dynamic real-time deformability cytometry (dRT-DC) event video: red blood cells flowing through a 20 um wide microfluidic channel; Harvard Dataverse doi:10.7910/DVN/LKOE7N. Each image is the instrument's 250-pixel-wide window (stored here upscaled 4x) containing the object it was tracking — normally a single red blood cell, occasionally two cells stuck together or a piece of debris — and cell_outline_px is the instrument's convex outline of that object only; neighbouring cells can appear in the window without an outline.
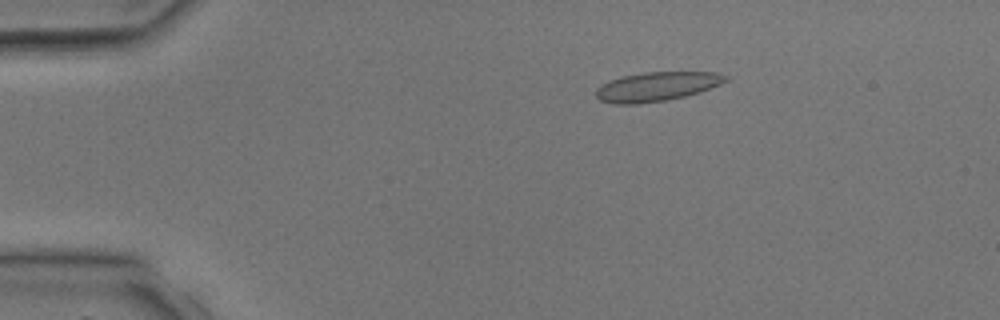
{"species": "common noctule bat (a hibernating species)", "species_latin": "Nyctalus noctula", "temperature_condition": "room temperature", "stored_images_in_passage": 4, "camera_frame_rate_fps": 3000, "um_per_image_px": 0.085, "animal": {"sex": "male", "body_mass_g": 17.9, "forearm_length_mm": 54.2}, "frame": {"image": 1, "passage_image": 3, "time_ms": 2.333, "image_size_px": [1000, 320], "cell_outline_px": [[728, 80], [720, 84], [700, 92], [684, 96], [664, 100], [636, 104], [612, 104], [600, 100], [596, 96], [596, 88], [608, 80], [624, 76], [644, 72], [716, 72], [728, 76]], "centroid_in_image_um": [55.8, 7.35], "position_along_channel_um": 29.2, "area_um2": 21.96}}